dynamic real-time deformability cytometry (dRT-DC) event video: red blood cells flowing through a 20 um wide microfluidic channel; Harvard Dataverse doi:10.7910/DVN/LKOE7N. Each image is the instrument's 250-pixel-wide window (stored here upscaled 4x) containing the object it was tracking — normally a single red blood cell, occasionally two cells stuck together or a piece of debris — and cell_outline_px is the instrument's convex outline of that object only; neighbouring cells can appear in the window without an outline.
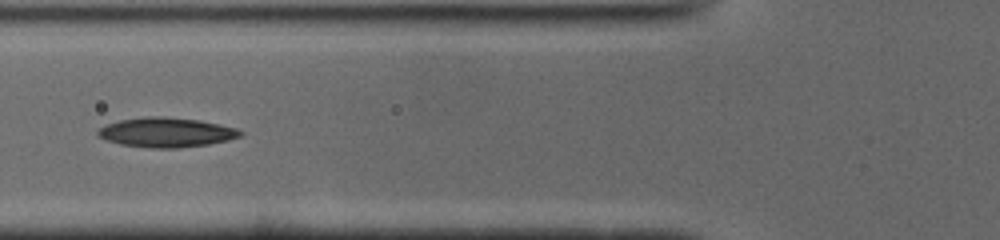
{"species": "common noctule bat (a hibernating species)", "species_latin": "Nyctalus noctula", "temperature_condition": "cold", "stored_images_in_passage": 23, "camera_frame_rate_fps": 3000, "um_per_image_px": 0.085, "animal": {"sex": "male", "body_mass_g": 19.0, "forearm_length_mm": 50.8}, "frame": {"image": 1, "passage_image": 7, "time_ms": 2.0, "image_size_px": [1000, 240], "cell_outline_px": [[244, 132], [240, 136], [228, 140], [208, 144], [176, 148], [152, 148], [120, 144], [96, 136], [96, 132], [100, 128], [108, 124], [120, 120], [152, 116], [160, 116], [196, 120], [236, 128]], "centroid_in_image_um": [14.11, 11.26], "position_along_channel_um": 111.7, "area_um2": 24.16}}